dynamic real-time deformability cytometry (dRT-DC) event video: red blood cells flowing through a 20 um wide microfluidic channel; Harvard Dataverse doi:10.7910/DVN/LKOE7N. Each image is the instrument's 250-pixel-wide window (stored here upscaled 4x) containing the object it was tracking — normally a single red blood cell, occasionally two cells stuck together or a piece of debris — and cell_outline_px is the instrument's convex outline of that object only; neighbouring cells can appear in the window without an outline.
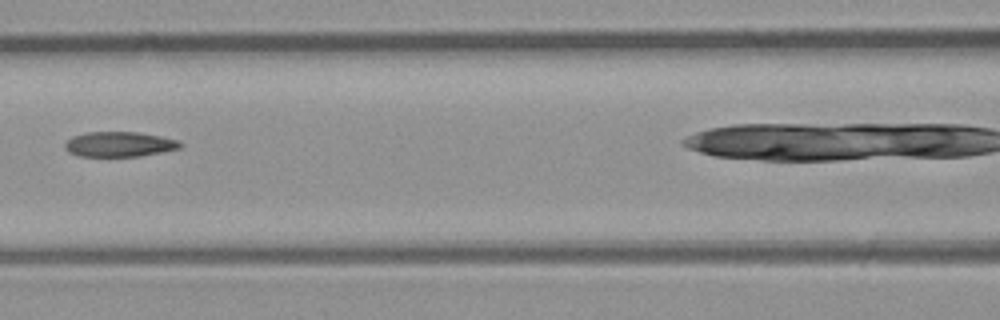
{"species": "common noctule bat (a hibernating species)", "species_latin": "Nyctalus noctula", "temperature_condition": "room temperature", "stored_images_in_passage": 4, "camera_frame_rate_fps": 3000, "um_per_image_px": 0.085, "animal": {"sex": "male", "body_mass_g": 23.1, "forearm_length_mm": 52.7}, "frame": {"image": 1, "passage_image": 3, "time_ms": 2.0, "image_size_px": [1000, 320], "cell_outline_px": [[184, 144], [180, 148], [140, 156], [80, 156], [68, 152], [64, 148], [64, 144], [72, 136], [88, 132], [136, 132], [160, 136], [176, 140]], "centroid_in_image_um": [10.12, 12.26], "position_along_channel_um": 156.5, "area_um2": 16.7}}